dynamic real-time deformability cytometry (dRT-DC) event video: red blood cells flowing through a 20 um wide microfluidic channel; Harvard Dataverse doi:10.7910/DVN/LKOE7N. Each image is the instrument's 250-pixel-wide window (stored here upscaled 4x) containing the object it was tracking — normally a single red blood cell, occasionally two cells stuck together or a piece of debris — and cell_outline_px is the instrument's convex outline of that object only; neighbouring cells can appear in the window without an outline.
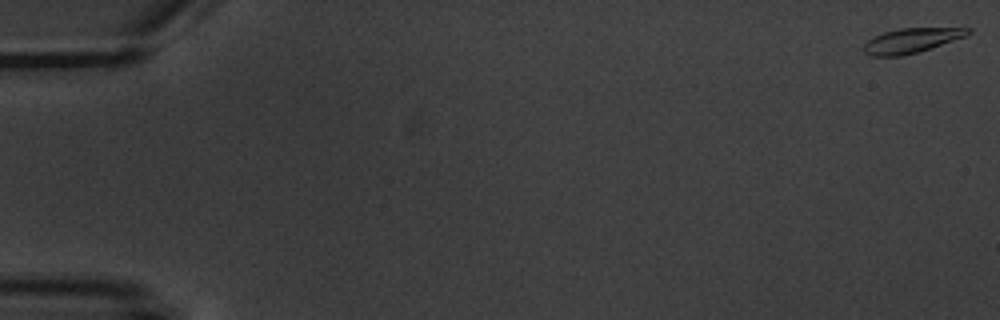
{"species": "common noctule bat (a hibernating species)", "species_latin": "Nyctalus noctula", "temperature_condition": "warm", "stored_images_in_passage": 6, "camera_frame_rate_fps": 3000, "um_per_image_px": 0.085, "animal": {"sex": "male", "body_mass_g": 20.1, "forearm_length_mm": 53.5}, "frame": {"image": 1, "passage_image": 1, "time_ms": 0.0, "image_size_px": [1000, 320], "cell_outline_px": [[972, 32], [968, 36], [920, 52], [900, 56], [872, 56], [864, 52], [864, 44], [872, 36], [884, 32], [900, 28], [972, 28]], "centroid_in_image_um": [77.51, 3.44], "position_along_channel_um": 7.5, "area_um2": 15.2}}
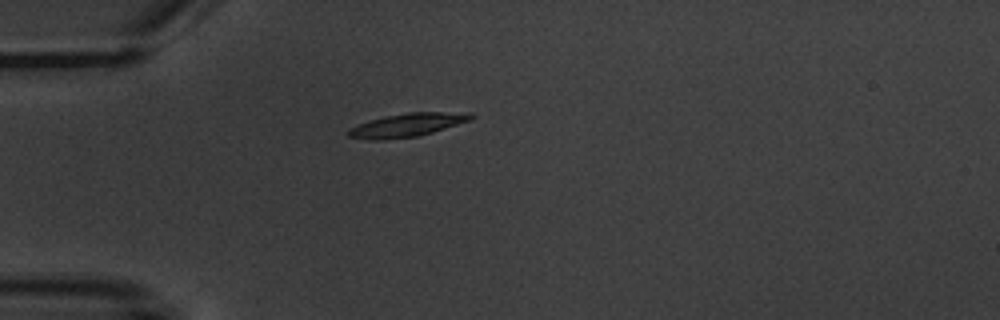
{"frame": {"image": 2, "passage_image": 5, "time_ms": 5.333, "image_size_px": [1000, 320], "cell_outline_px": [[476, 116], [472, 120], [432, 132], [416, 136], [384, 140], [368, 140], [348, 136], [348, 132], [352, 128], [360, 124], [384, 116], [408, 112], [472, 112]], "centroid_in_image_um": [34.7, 10.61], "position_along_channel_um": 50.3, "area_um2": 16.65}}